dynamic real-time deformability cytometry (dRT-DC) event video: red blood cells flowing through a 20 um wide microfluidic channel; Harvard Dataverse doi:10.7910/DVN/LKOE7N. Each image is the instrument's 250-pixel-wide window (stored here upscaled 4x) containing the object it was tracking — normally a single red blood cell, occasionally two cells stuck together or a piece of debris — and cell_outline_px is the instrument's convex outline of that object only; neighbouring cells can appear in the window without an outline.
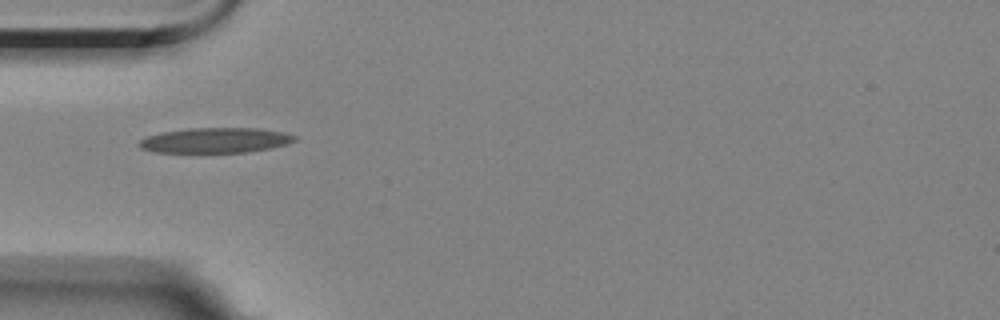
{"species": "Egyptian fruit bat (a non-hibernating species)", "species_latin": "Rousettus aegyptiacus", "temperature_condition": "room temperature", "stored_images_in_passage": 9, "camera_frame_rate_fps": 3000, "um_per_image_px": 0.085, "animal": {"sex": "female"}, "frame": {"image": 1, "passage_image": 1, "time_ms": 0.0, "image_size_px": [1000, 320], "cell_outline_px": [[296, 140], [288, 144], [272, 148], [248, 152], [156, 152], [140, 148], [136, 144], [144, 136], [164, 132], [188, 128], [256, 128], [284, 132], [296, 136]], "centroid_in_image_um": [18.3, 11.92], "position_along_channel_um": 66.7, "area_um2": 22.89}}
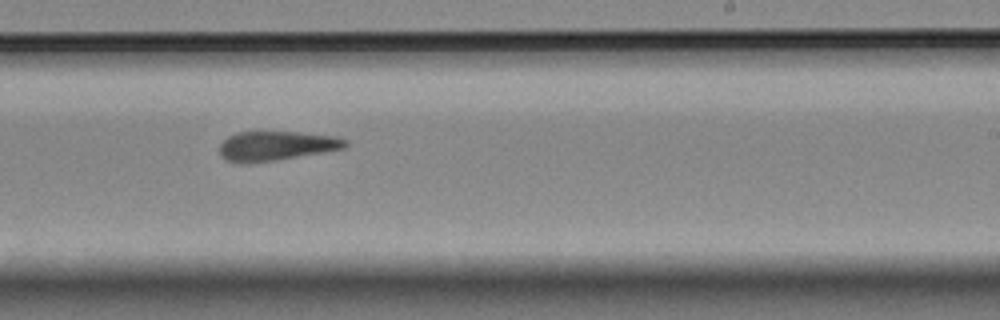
{"frame": {"image": 2, "passage_image": 6, "time_ms": 5.667, "image_size_px": [1000, 320], "cell_outline_px": [[348, 144], [344, 148], [272, 160], [228, 160], [220, 156], [220, 144], [228, 136], [236, 132], [296, 132], [336, 136], [348, 140]], "centroid_in_image_um": [23.52, 12.34], "position_along_channel_um": 265.5, "area_um2": 20.58}}
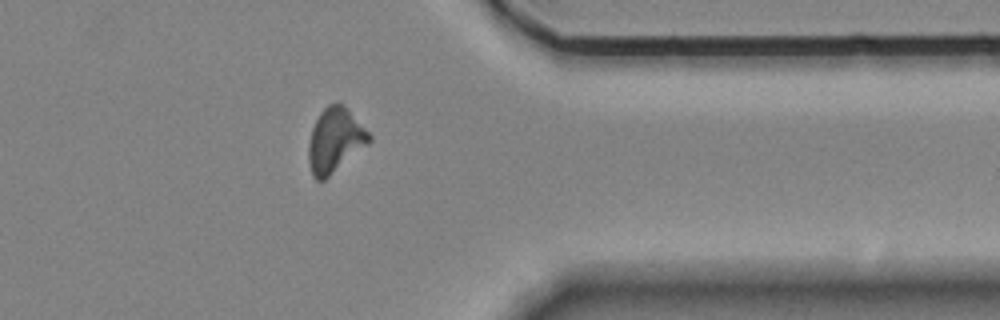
{"frame": {"image": 3, "passage_image": 9, "time_ms": 9.333, "image_size_px": [1000, 320], "cell_outline_px": [[372, 140], [368, 144], [324, 180], [316, 180], [312, 176], [308, 160], [308, 144], [312, 128], [320, 112], [328, 104], [336, 100], [344, 104], [372, 136]], "centroid_in_image_um": [28.47, 11.89], "position_along_channel_um": 382.9, "area_um2": 22.83}}